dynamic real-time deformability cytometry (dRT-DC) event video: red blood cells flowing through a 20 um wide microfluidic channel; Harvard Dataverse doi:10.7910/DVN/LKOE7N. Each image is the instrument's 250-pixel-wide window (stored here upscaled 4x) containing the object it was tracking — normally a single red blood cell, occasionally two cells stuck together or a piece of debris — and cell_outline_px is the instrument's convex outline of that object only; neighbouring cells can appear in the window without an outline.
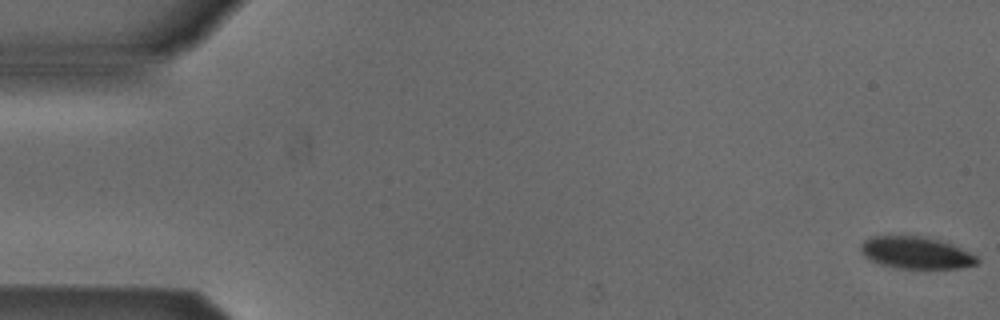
{"species": "Egyptian fruit bat (a non-hibernating species)", "species_latin": "Rousettus aegyptiacus", "temperature_condition": "cold", "stored_images_in_passage": 53, "camera_frame_rate_fps": 3000, "um_per_image_px": 0.085, "animal": {"sex": "male"}, "frame": {"image": 1, "passage_image": 1, "time_ms": 0.0, "image_size_px": [1000, 320], "cell_outline_px": [[980, 260], [976, 264], [960, 268], [900, 268], [880, 264], [864, 256], [860, 252], [860, 244], [864, 240], [872, 236], [928, 236], [940, 240], [960, 248], [976, 256]], "centroid_in_image_um": [77.83, 21.47], "position_along_channel_um": 7.2, "area_um2": 21.62}}
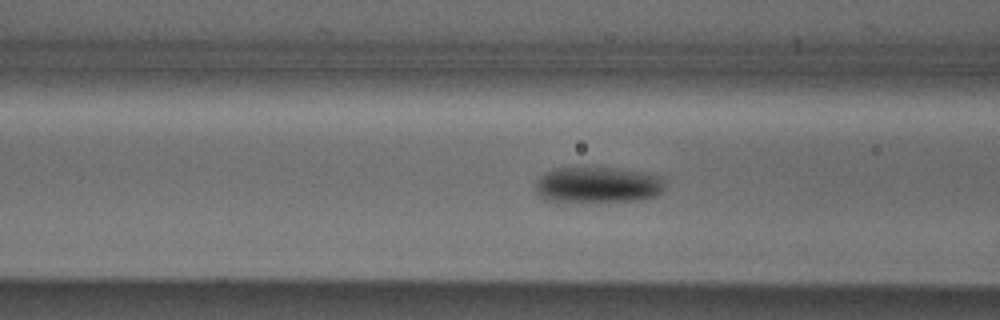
{"frame": {"image": 2, "passage_image": 21, "time_ms": 6.667, "image_size_px": [1000, 320], "cell_outline_px": [[664, 188], [656, 196], [636, 200], [544, 200], [536, 192], [536, 184], [540, 176], [548, 172], [560, 168], [616, 168], [640, 172], [660, 176], [664, 180]], "centroid_in_image_um": [50.83, 15.7], "position_along_channel_um": 115.8, "area_um2": 26.24}}
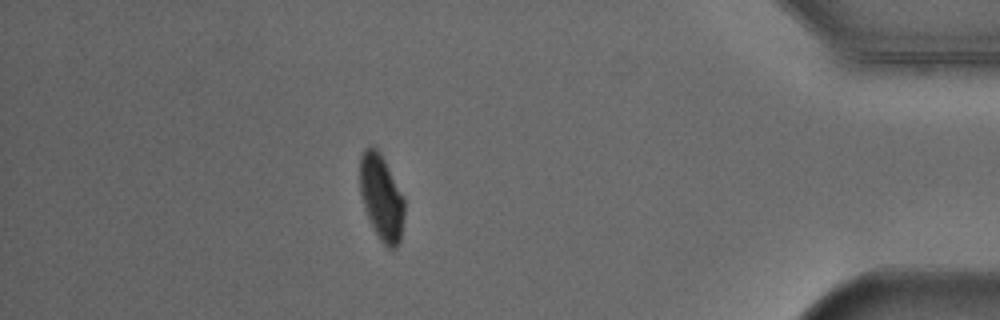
{"frame": {"image": 3, "passage_image": 47, "time_ms": 15.333, "image_size_px": [1000, 320], "cell_outline_px": [[404, 212], [400, 240], [396, 248], [388, 248], [380, 240], [364, 208], [360, 192], [360, 156], [364, 148], [372, 144], [380, 152], [404, 196]], "centroid_in_image_um": [32.42, 16.74], "position_along_channel_um": 402.8, "area_um2": 22.14}, "authors_computed_cell_mechanics": {"area_um2": 24.2182, "velocity_mm_per_s": 3.8408, "shape_relaxation_time_tau1_ms": 2.372, "shape_relaxation_time_tau2_ms": null, "deformation_change_tau1": 0.0831, "deformation_change_tau2": null}}